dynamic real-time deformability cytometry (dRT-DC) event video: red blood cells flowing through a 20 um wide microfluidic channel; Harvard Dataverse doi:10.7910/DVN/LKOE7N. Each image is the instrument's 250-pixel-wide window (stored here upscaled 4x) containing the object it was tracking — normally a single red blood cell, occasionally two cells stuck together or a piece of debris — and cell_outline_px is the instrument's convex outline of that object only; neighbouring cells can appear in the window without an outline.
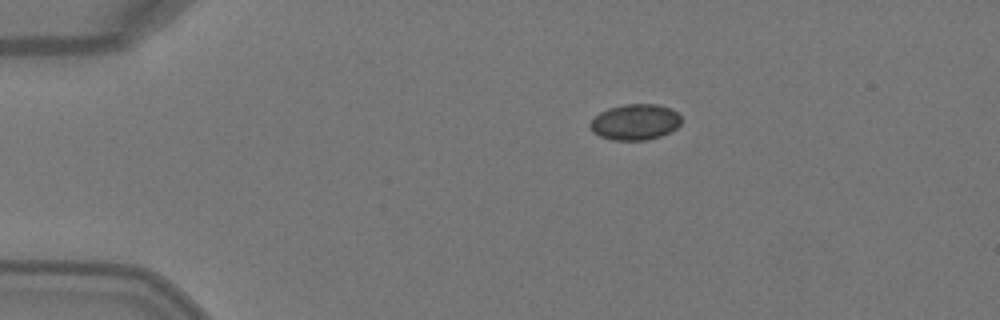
{"species": "Egyptian fruit bat (a non-hibernating species)", "species_latin": "Rousettus aegyptiacus", "temperature_condition": "warm", "stored_images_in_passage": 2, "camera_frame_rate_fps": 3000, "um_per_image_px": 0.085, "animal": {"sex": "female"}, "frame": {"image": 1, "passage_image": 1, "time_ms": 0.0, "image_size_px": [1000, 320], "cell_outline_px": [[680, 124], [676, 128], [660, 136], [648, 140], [612, 140], [600, 136], [592, 132], [588, 124], [600, 112], [608, 108], [624, 104], [656, 104], [668, 108], [676, 112], [680, 116]], "centroid_in_image_um": [53.95, 10.38], "position_along_channel_um": 31.1, "area_um2": 18.96}}